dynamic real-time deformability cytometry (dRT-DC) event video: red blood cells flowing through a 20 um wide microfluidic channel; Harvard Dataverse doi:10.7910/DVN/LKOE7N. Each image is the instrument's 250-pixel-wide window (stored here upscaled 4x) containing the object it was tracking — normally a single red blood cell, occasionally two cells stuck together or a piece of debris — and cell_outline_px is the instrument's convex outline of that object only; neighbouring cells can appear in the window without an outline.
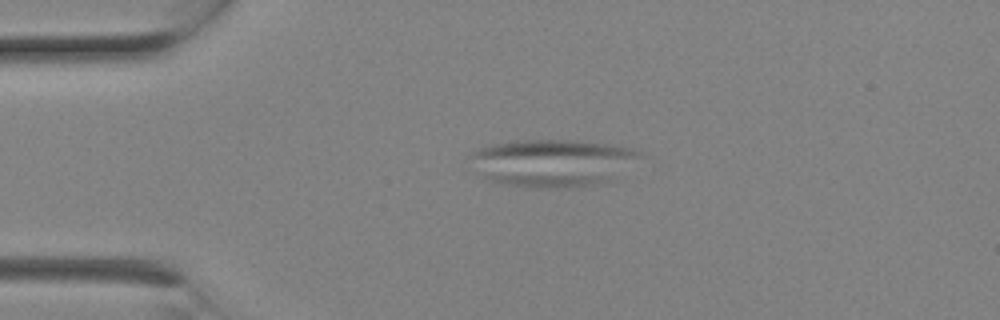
{"species": "Egyptian fruit bat (a non-hibernating species)", "species_latin": "Rousettus aegyptiacus", "temperature_condition": "room temperature", "stored_images_in_passage": 1, "camera_frame_rate_fps": 3000, "um_per_image_px": 0.085, "animal": {"sex": "female"}, "frame": {"image": 1, "passage_image": 1, "time_ms": 0.0, "image_size_px": [1000, 320], "cell_outline_px": [[644, 152], [640, 156], [608, 180], [576, 188], [540, 188], [500, 184], [480, 176], [472, 156], [472, 152], [480, 148], [492, 144], [516, 140], [576, 140], [608, 144], [632, 148]], "centroid_in_image_um": [46.92, 13.83], "position_along_channel_um": 38.1, "area_um2": 46.3}}